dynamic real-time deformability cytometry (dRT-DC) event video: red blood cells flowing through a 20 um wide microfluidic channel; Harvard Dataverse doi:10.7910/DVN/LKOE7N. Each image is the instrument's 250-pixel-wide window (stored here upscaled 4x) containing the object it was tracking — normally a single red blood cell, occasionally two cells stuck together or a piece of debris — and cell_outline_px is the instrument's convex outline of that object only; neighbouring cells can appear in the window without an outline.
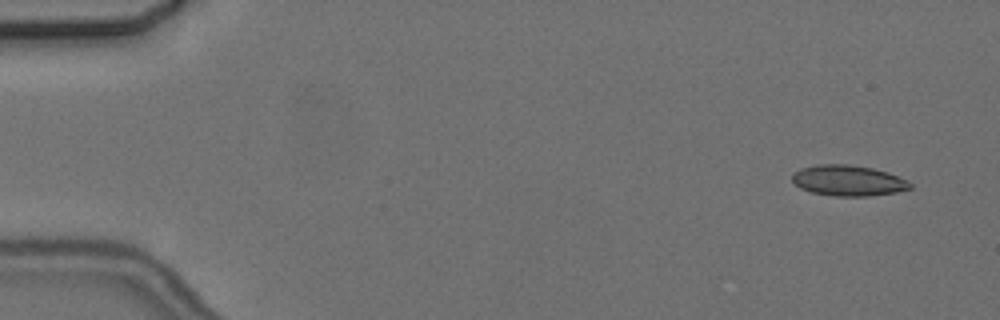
{"species": "common noctule bat (a hibernating species)", "species_latin": "Nyctalus noctula", "temperature_condition": "cold", "stored_images_in_passage": 4, "camera_frame_rate_fps": 3000, "um_per_image_px": 0.085, "animal": {"sex": "female", "body_mass_g": 24.6, "forearm_length_mm": 56.2}, "frame": {"image": 1, "passage_image": 1, "time_ms": 0.0, "image_size_px": [1000, 320], "cell_outline_px": [[912, 188], [896, 192], [868, 196], [836, 196], [812, 192], [800, 188], [792, 180], [792, 176], [800, 168], [816, 164], [848, 164], [872, 168], [888, 172], [908, 180], [912, 184]], "centroid_in_image_um": [72.12, 15.34], "position_along_channel_um": 12.9, "area_um2": 21.1}}